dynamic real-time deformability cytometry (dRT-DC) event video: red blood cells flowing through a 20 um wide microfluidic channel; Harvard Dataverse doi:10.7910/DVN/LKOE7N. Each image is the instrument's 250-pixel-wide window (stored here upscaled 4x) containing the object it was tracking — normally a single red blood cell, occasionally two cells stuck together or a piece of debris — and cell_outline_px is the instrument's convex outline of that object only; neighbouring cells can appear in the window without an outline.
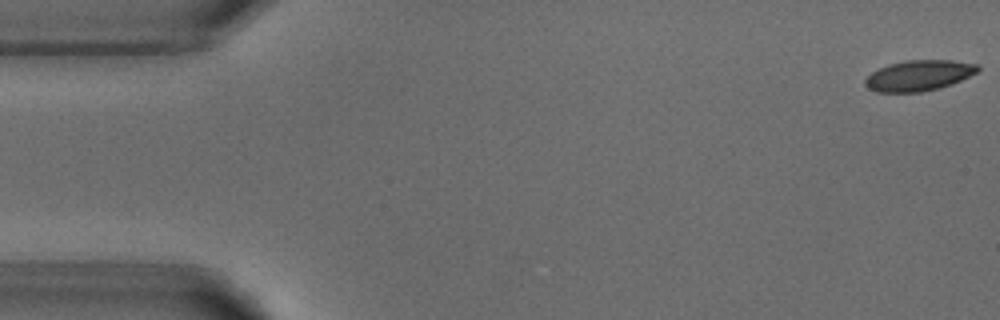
{"species": "common noctule bat (a hibernating species)", "species_latin": "Nyctalus noctula", "temperature_condition": "warm", "stored_images_in_passage": 4, "camera_frame_rate_fps": 3000, "um_per_image_px": 0.085, "animal": {"sex": "male", "body_mass_g": 18.8}, "frame": {"image": 1, "passage_image": 1, "time_ms": 0.0, "image_size_px": [1000, 320], "cell_outline_px": [[980, 68], [976, 72], [952, 84], [940, 88], [920, 92], [876, 92], [868, 88], [864, 84], [864, 80], [872, 72], [888, 64], [904, 60], [952, 60], [976, 64]], "centroid_in_image_um": [78.07, 6.42], "position_along_channel_um": 6.9, "area_um2": 20.06}}